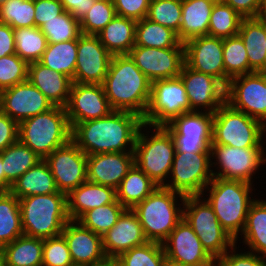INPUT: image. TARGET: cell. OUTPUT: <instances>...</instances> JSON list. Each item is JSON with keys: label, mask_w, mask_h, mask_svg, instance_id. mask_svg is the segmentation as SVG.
<instances>
[{"label": "cell", "mask_w": 266, "mask_h": 266, "mask_svg": "<svg viewBox=\"0 0 266 266\" xmlns=\"http://www.w3.org/2000/svg\"><path fill=\"white\" fill-rule=\"evenodd\" d=\"M142 125L139 115L113 110L105 117L77 123L72 128V141L86 155L134 152Z\"/></svg>", "instance_id": "1"}, {"label": "cell", "mask_w": 266, "mask_h": 266, "mask_svg": "<svg viewBox=\"0 0 266 266\" xmlns=\"http://www.w3.org/2000/svg\"><path fill=\"white\" fill-rule=\"evenodd\" d=\"M102 85L112 110L145 116L152 82L129 55L112 56Z\"/></svg>", "instance_id": "2"}, {"label": "cell", "mask_w": 266, "mask_h": 266, "mask_svg": "<svg viewBox=\"0 0 266 266\" xmlns=\"http://www.w3.org/2000/svg\"><path fill=\"white\" fill-rule=\"evenodd\" d=\"M252 186L239 180L213 178L204 189V192L209 193L205 199L213 208L221 226L231 235L235 243H238V234L242 233L249 207L255 200L250 195L253 193Z\"/></svg>", "instance_id": "3"}, {"label": "cell", "mask_w": 266, "mask_h": 266, "mask_svg": "<svg viewBox=\"0 0 266 266\" xmlns=\"http://www.w3.org/2000/svg\"><path fill=\"white\" fill-rule=\"evenodd\" d=\"M178 200H181L182 204H179ZM184 201V195L158 186L142 202L132 208L148 241L162 244L168 238L172 230L183 219L181 206L184 205Z\"/></svg>", "instance_id": "4"}, {"label": "cell", "mask_w": 266, "mask_h": 266, "mask_svg": "<svg viewBox=\"0 0 266 266\" xmlns=\"http://www.w3.org/2000/svg\"><path fill=\"white\" fill-rule=\"evenodd\" d=\"M23 234L39 239L61 235L70 220L67 195L56 192L19 199Z\"/></svg>", "instance_id": "5"}, {"label": "cell", "mask_w": 266, "mask_h": 266, "mask_svg": "<svg viewBox=\"0 0 266 266\" xmlns=\"http://www.w3.org/2000/svg\"><path fill=\"white\" fill-rule=\"evenodd\" d=\"M18 140L44 160L72 140V128L66 109L53 106L48 111L20 122Z\"/></svg>", "instance_id": "6"}, {"label": "cell", "mask_w": 266, "mask_h": 266, "mask_svg": "<svg viewBox=\"0 0 266 266\" xmlns=\"http://www.w3.org/2000/svg\"><path fill=\"white\" fill-rule=\"evenodd\" d=\"M148 128L153 131L150 136ZM175 152V141L165 126H141L134 147V163L156 185L164 186L169 179Z\"/></svg>", "instance_id": "7"}, {"label": "cell", "mask_w": 266, "mask_h": 266, "mask_svg": "<svg viewBox=\"0 0 266 266\" xmlns=\"http://www.w3.org/2000/svg\"><path fill=\"white\" fill-rule=\"evenodd\" d=\"M266 126L228 103L213 113L212 144L236 148H265Z\"/></svg>", "instance_id": "8"}, {"label": "cell", "mask_w": 266, "mask_h": 266, "mask_svg": "<svg viewBox=\"0 0 266 266\" xmlns=\"http://www.w3.org/2000/svg\"><path fill=\"white\" fill-rule=\"evenodd\" d=\"M205 196H185L183 218L192 227L203 248L214 259L225 254L235 240L221 226Z\"/></svg>", "instance_id": "9"}, {"label": "cell", "mask_w": 266, "mask_h": 266, "mask_svg": "<svg viewBox=\"0 0 266 266\" xmlns=\"http://www.w3.org/2000/svg\"><path fill=\"white\" fill-rule=\"evenodd\" d=\"M186 112H190V104L184 84L179 76L152 82L143 124L166 126L173 119Z\"/></svg>", "instance_id": "10"}, {"label": "cell", "mask_w": 266, "mask_h": 266, "mask_svg": "<svg viewBox=\"0 0 266 266\" xmlns=\"http://www.w3.org/2000/svg\"><path fill=\"white\" fill-rule=\"evenodd\" d=\"M264 148H236L227 145H211L210 158L213 178L239 180L253 184V176L266 164ZM265 156V157H264ZM216 159V160H215ZM262 164V166H261ZM218 166V167H217Z\"/></svg>", "instance_id": "11"}, {"label": "cell", "mask_w": 266, "mask_h": 266, "mask_svg": "<svg viewBox=\"0 0 266 266\" xmlns=\"http://www.w3.org/2000/svg\"><path fill=\"white\" fill-rule=\"evenodd\" d=\"M169 176L164 188L184 196H203L213 179L210 153H175Z\"/></svg>", "instance_id": "12"}, {"label": "cell", "mask_w": 266, "mask_h": 266, "mask_svg": "<svg viewBox=\"0 0 266 266\" xmlns=\"http://www.w3.org/2000/svg\"><path fill=\"white\" fill-rule=\"evenodd\" d=\"M212 122V113L191 111L167 124L175 141V153H210Z\"/></svg>", "instance_id": "13"}, {"label": "cell", "mask_w": 266, "mask_h": 266, "mask_svg": "<svg viewBox=\"0 0 266 266\" xmlns=\"http://www.w3.org/2000/svg\"><path fill=\"white\" fill-rule=\"evenodd\" d=\"M227 103L266 126V72H252L230 79Z\"/></svg>", "instance_id": "14"}, {"label": "cell", "mask_w": 266, "mask_h": 266, "mask_svg": "<svg viewBox=\"0 0 266 266\" xmlns=\"http://www.w3.org/2000/svg\"><path fill=\"white\" fill-rule=\"evenodd\" d=\"M181 78L191 111L214 113L227 103V85L209 74H204L183 65ZM203 108V109H201Z\"/></svg>", "instance_id": "15"}, {"label": "cell", "mask_w": 266, "mask_h": 266, "mask_svg": "<svg viewBox=\"0 0 266 266\" xmlns=\"http://www.w3.org/2000/svg\"><path fill=\"white\" fill-rule=\"evenodd\" d=\"M44 161L51 170L59 192L68 195L87 181V155L72 140L57 148Z\"/></svg>", "instance_id": "16"}, {"label": "cell", "mask_w": 266, "mask_h": 266, "mask_svg": "<svg viewBox=\"0 0 266 266\" xmlns=\"http://www.w3.org/2000/svg\"><path fill=\"white\" fill-rule=\"evenodd\" d=\"M128 55L151 82L178 77L185 64V47L154 48L134 45Z\"/></svg>", "instance_id": "17"}, {"label": "cell", "mask_w": 266, "mask_h": 266, "mask_svg": "<svg viewBox=\"0 0 266 266\" xmlns=\"http://www.w3.org/2000/svg\"><path fill=\"white\" fill-rule=\"evenodd\" d=\"M71 128L77 123L95 120L112 112L101 84L73 82L65 107Z\"/></svg>", "instance_id": "18"}, {"label": "cell", "mask_w": 266, "mask_h": 266, "mask_svg": "<svg viewBox=\"0 0 266 266\" xmlns=\"http://www.w3.org/2000/svg\"><path fill=\"white\" fill-rule=\"evenodd\" d=\"M112 55L97 35L81 34L77 40L74 82L103 84Z\"/></svg>", "instance_id": "19"}, {"label": "cell", "mask_w": 266, "mask_h": 266, "mask_svg": "<svg viewBox=\"0 0 266 266\" xmlns=\"http://www.w3.org/2000/svg\"><path fill=\"white\" fill-rule=\"evenodd\" d=\"M52 107L53 104L29 80L0 92V111L18 124Z\"/></svg>", "instance_id": "20"}, {"label": "cell", "mask_w": 266, "mask_h": 266, "mask_svg": "<svg viewBox=\"0 0 266 266\" xmlns=\"http://www.w3.org/2000/svg\"><path fill=\"white\" fill-rule=\"evenodd\" d=\"M165 256L189 266H213L214 259L203 248L200 239L183 218L162 243Z\"/></svg>", "instance_id": "21"}, {"label": "cell", "mask_w": 266, "mask_h": 266, "mask_svg": "<svg viewBox=\"0 0 266 266\" xmlns=\"http://www.w3.org/2000/svg\"><path fill=\"white\" fill-rule=\"evenodd\" d=\"M184 46L185 64L189 68L212 75L225 83L222 38L198 36L187 40Z\"/></svg>", "instance_id": "22"}, {"label": "cell", "mask_w": 266, "mask_h": 266, "mask_svg": "<svg viewBox=\"0 0 266 266\" xmlns=\"http://www.w3.org/2000/svg\"><path fill=\"white\" fill-rule=\"evenodd\" d=\"M61 234L67 241L74 266L96 265L108 259L103 249L102 236L78 221L69 220Z\"/></svg>", "instance_id": "23"}, {"label": "cell", "mask_w": 266, "mask_h": 266, "mask_svg": "<svg viewBox=\"0 0 266 266\" xmlns=\"http://www.w3.org/2000/svg\"><path fill=\"white\" fill-rule=\"evenodd\" d=\"M134 164V152L87 155V180L116 190Z\"/></svg>", "instance_id": "24"}, {"label": "cell", "mask_w": 266, "mask_h": 266, "mask_svg": "<svg viewBox=\"0 0 266 266\" xmlns=\"http://www.w3.org/2000/svg\"><path fill=\"white\" fill-rule=\"evenodd\" d=\"M103 249L108 259H116L133 247L143 245L145 238L142 226L132 209H126L117 223L102 235Z\"/></svg>", "instance_id": "25"}, {"label": "cell", "mask_w": 266, "mask_h": 266, "mask_svg": "<svg viewBox=\"0 0 266 266\" xmlns=\"http://www.w3.org/2000/svg\"><path fill=\"white\" fill-rule=\"evenodd\" d=\"M28 80L46 96L53 106L66 107L73 83L70 77L53 71L37 61L28 64Z\"/></svg>", "instance_id": "26"}, {"label": "cell", "mask_w": 266, "mask_h": 266, "mask_svg": "<svg viewBox=\"0 0 266 266\" xmlns=\"http://www.w3.org/2000/svg\"><path fill=\"white\" fill-rule=\"evenodd\" d=\"M116 190L109 186L85 181L67 195V213L77 221L85 212L116 200Z\"/></svg>", "instance_id": "27"}, {"label": "cell", "mask_w": 266, "mask_h": 266, "mask_svg": "<svg viewBox=\"0 0 266 266\" xmlns=\"http://www.w3.org/2000/svg\"><path fill=\"white\" fill-rule=\"evenodd\" d=\"M238 34L247 51L249 73L266 72L265 22L259 17L243 18Z\"/></svg>", "instance_id": "28"}, {"label": "cell", "mask_w": 266, "mask_h": 266, "mask_svg": "<svg viewBox=\"0 0 266 266\" xmlns=\"http://www.w3.org/2000/svg\"><path fill=\"white\" fill-rule=\"evenodd\" d=\"M137 21L116 15L98 34L100 42L114 55H128L135 45Z\"/></svg>", "instance_id": "29"}, {"label": "cell", "mask_w": 266, "mask_h": 266, "mask_svg": "<svg viewBox=\"0 0 266 266\" xmlns=\"http://www.w3.org/2000/svg\"><path fill=\"white\" fill-rule=\"evenodd\" d=\"M215 3L206 0H182V18L179 40L208 36L211 11Z\"/></svg>", "instance_id": "30"}, {"label": "cell", "mask_w": 266, "mask_h": 266, "mask_svg": "<svg viewBox=\"0 0 266 266\" xmlns=\"http://www.w3.org/2000/svg\"><path fill=\"white\" fill-rule=\"evenodd\" d=\"M18 199L31 195H46L59 192L55 179L44 160L21 175L9 190Z\"/></svg>", "instance_id": "31"}, {"label": "cell", "mask_w": 266, "mask_h": 266, "mask_svg": "<svg viewBox=\"0 0 266 266\" xmlns=\"http://www.w3.org/2000/svg\"><path fill=\"white\" fill-rule=\"evenodd\" d=\"M44 239L21 235L0 249L6 265L42 266Z\"/></svg>", "instance_id": "32"}, {"label": "cell", "mask_w": 266, "mask_h": 266, "mask_svg": "<svg viewBox=\"0 0 266 266\" xmlns=\"http://www.w3.org/2000/svg\"><path fill=\"white\" fill-rule=\"evenodd\" d=\"M4 170V191L42 159L19 140L0 152Z\"/></svg>", "instance_id": "33"}, {"label": "cell", "mask_w": 266, "mask_h": 266, "mask_svg": "<svg viewBox=\"0 0 266 266\" xmlns=\"http://www.w3.org/2000/svg\"><path fill=\"white\" fill-rule=\"evenodd\" d=\"M157 187L158 185L134 164L116 189V198L126 209H132Z\"/></svg>", "instance_id": "34"}, {"label": "cell", "mask_w": 266, "mask_h": 266, "mask_svg": "<svg viewBox=\"0 0 266 266\" xmlns=\"http://www.w3.org/2000/svg\"><path fill=\"white\" fill-rule=\"evenodd\" d=\"M251 252L266 258V201L255 199L248 210L245 227L240 234ZM243 235V236H242Z\"/></svg>", "instance_id": "35"}, {"label": "cell", "mask_w": 266, "mask_h": 266, "mask_svg": "<svg viewBox=\"0 0 266 266\" xmlns=\"http://www.w3.org/2000/svg\"><path fill=\"white\" fill-rule=\"evenodd\" d=\"M23 235L19 199L0 191V249Z\"/></svg>", "instance_id": "36"}, {"label": "cell", "mask_w": 266, "mask_h": 266, "mask_svg": "<svg viewBox=\"0 0 266 266\" xmlns=\"http://www.w3.org/2000/svg\"><path fill=\"white\" fill-rule=\"evenodd\" d=\"M135 45L154 48L185 47L175 31L147 18L137 21Z\"/></svg>", "instance_id": "37"}, {"label": "cell", "mask_w": 266, "mask_h": 266, "mask_svg": "<svg viewBox=\"0 0 266 266\" xmlns=\"http://www.w3.org/2000/svg\"><path fill=\"white\" fill-rule=\"evenodd\" d=\"M77 59V40L48 43L39 62L53 71L63 73L74 82Z\"/></svg>", "instance_id": "38"}, {"label": "cell", "mask_w": 266, "mask_h": 266, "mask_svg": "<svg viewBox=\"0 0 266 266\" xmlns=\"http://www.w3.org/2000/svg\"><path fill=\"white\" fill-rule=\"evenodd\" d=\"M223 62L226 85L234 77L249 74L248 55L239 34L223 39Z\"/></svg>", "instance_id": "39"}, {"label": "cell", "mask_w": 266, "mask_h": 266, "mask_svg": "<svg viewBox=\"0 0 266 266\" xmlns=\"http://www.w3.org/2000/svg\"><path fill=\"white\" fill-rule=\"evenodd\" d=\"M16 54L28 64L37 62L47 48L45 35L37 27L14 29Z\"/></svg>", "instance_id": "40"}, {"label": "cell", "mask_w": 266, "mask_h": 266, "mask_svg": "<svg viewBox=\"0 0 266 266\" xmlns=\"http://www.w3.org/2000/svg\"><path fill=\"white\" fill-rule=\"evenodd\" d=\"M125 210L126 208L116 199L113 203L85 212L77 221L102 236L117 223Z\"/></svg>", "instance_id": "41"}, {"label": "cell", "mask_w": 266, "mask_h": 266, "mask_svg": "<svg viewBox=\"0 0 266 266\" xmlns=\"http://www.w3.org/2000/svg\"><path fill=\"white\" fill-rule=\"evenodd\" d=\"M243 17L224 1L215 3L210 16L208 36L228 38L237 35Z\"/></svg>", "instance_id": "42"}, {"label": "cell", "mask_w": 266, "mask_h": 266, "mask_svg": "<svg viewBox=\"0 0 266 266\" xmlns=\"http://www.w3.org/2000/svg\"><path fill=\"white\" fill-rule=\"evenodd\" d=\"M165 258L161 243L147 241L122 253L115 260L118 266H162Z\"/></svg>", "instance_id": "43"}, {"label": "cell", "mask_w": 266, "mask_h": 266, "mask_svg": "<svg viewBox=\"0 0 266 266\" xmlns=\"http://www.w3.org/2000/svg\"><path fill=\"white\" fill-rule=\"evenodd\" d=\"M39 29L47 38L48 43L78 40L81 35L79 21L67 11L51 21H46Z\"/></svg>", "instance_id": "44"}, {"label": "cell", "mask_w": 266, "mask_h": 266, "mask_svg": "<svg viewBox=\"0 0 266 266\" xmlns=\"http://www.w3.org/2000/svg\"><path fill=\"white\" fill-rule=\"evenodd\" d=\"M34 0H7L0 5V22L13 29L35 27Z\"/></svg>", "instance_id": "45"}, {"label": "cell", "mask_w": 266, "mask_h": 266, "mask_svg": "<svg viewBox=\"0 0 266 266\" xmlns=\"http://www.w3.org/2000/svg\"><path fill=\"white\" fill-rule=\"evenodd\" d=\"M147 19L175 31L179 38L182 18V0H152Z\"/></svg>", "instance_id": "46"}, {"label": "cell", "mask_w": 266, "mask_h": 266, "mask_svg": "<svg viewBox=\"0 0 266 266\" xmlns=\"http://www.w3.org/2000/svg\"><path fill=\"white\" fill-rule=\"evenodd\" d=\"M116 15L112 0H96L79 21L81 34L97 35Z\"/></svg>", "instance_id": "47"}, {"label": "cell", "mask_w": 266, "mask_h": 266, "mask_svg": "<svg viewBox=\"0 0 266 266\" xmlns=\"http://www.w3.org/2000/svg\"><path fill=\"white\" fill-rule=\"evenodd\" d=\"M28 80V63L17 54L0 57V92Z\"/></svg>", "instance_id": "48"}, {"label": "cell", "mask_w": 266, "mask_h": 266, "mask_svg": "<svg viewBox=\"0 0 266 266\" xmlns=\"http://www.w3.org/2000/svg\"><path fill=\"white\" fill-rule=\"evenodd\" d=\"M42 266H74L62 234L44 239Z\"/></svg>", "instance_id": "49"}, {"label": "cell", "mask_w": 266, "mask_h": 266, "mask_svg": "<svg viewBox=\"0 0 266 266\" xmlns=\"http://www.w3.org/2000/svg\"><path fill=\"white\" fill-rule=\"evenodd\" d=\"M236 243L222 256L214 258L213 266H266V258L251 251L236 253Z\"/></svg>", "instance_id": "50"}, {"label": "cell", "mask_w": 266, "mask_h": 266, "mask_svg": "<svg viewBox=\"0 0 266 266\" xmlns=\"http://www.w3.org/2000/svg\"><path fill=\"white\" fill-rule=\"evenodd\" d=\"M116 14L121 17L142 20L147 17L151 0H112Z\"/></svg>", "instance_id": "51"}, {"label": "cell", "mask_w": 266, "mask_h": 266, "mask_svg": "<svg viewBox=\"0 0 266 266\" xmlns=\"http://www.w3.org/2000/svg\"><path fill=\"white\" fill-rule=\"evenodd\" d=\"M34 10L35 27L37 28L65 12L60 0H34Z\"/></svg>", "instance_id": "52"}, {"label": "cell", "mask_w": 266, "mask_h": 266, "mask_svg": "<svg viewBox=\"0 0 266 266\" xmlns=\"http://www.w3.org/2000/svg\"><path fill=\"white\" fill-rule=\"evenodd\" d=\"M19 124L0 111V152L18 141Z\"/></svg>", "instance_id": "53"}, {"label": "cell", "mask_w": 266, "mask_h": 266, "mask_svg": "<svg viewBox=\"0 0 266 266\" xmlns=\"http://www.w3.org/2000/svg\"><path fill=\"white\" fill-rule=\"evenodd\" d=\"M243 18H258L263 0H223Z\"/></svg>", "instance_id": "54"}, {"label": "cell", "mask_w": 266, "mask_h": 266, "mask_svg": "<svg viewBox=\"0 0 266 266\" xmlns=\"http://www.w3.org/2000/svg\"><path fill=\"white\" fill-rule=\"evenodd\" d=\"M16 54L14 29L0 22V57Z\"/></svg>", "instance_id": "55"}, {"label": "cell", "mask_w": 266, "mask_h": 266, "mask_svg": "<svg viewBox=\"0 0 266 266\" xmlns=\"http://www.w3.org/2000/svg\"><path fill=\"white\" fill-rule=\"evenodd\" d=\"M96 0H60L64 10L71 13L74 18L80 21L89 9L95 4Z\"/></svg>", "instance_id": "56"}, {"label": "cell", "mask_w": 266, "mask_h": 266, "mask_svg": "<svg viewBox=\"0 0 266 266\" xmlns=\"http://www.w3.org/2000/svg\"><path fill=\"white\" fill-rule=\"evenodd\" d=\"M0 191H4V170H3L1 153H0Z\"/></svg>", "instance_id": "57"}, {"label": "cell", "mask_w": 266, "mask_h": 266, "mask_svg": "<svg viewBox=\"0 0 266 266\" xmlns=\"http://www.w3.org/2000/svg\"><path fill=\"white\" fill-rule=\"evenodd\" d=\"M162 266H189V265H185L183 263L173 261L166 257Z\"/></svg>", "instance_id": "58"}, {"label": "cell", "mask_w": 266, "mask_h": 266, "mask_svg": "<svg viewBox=\"0 0 266 266\" xmlns=\"http://www.w3.org/2000/svg\"><path fill=\"white\" fill-rule=\"evenodd\" d=\"M259 18L266 23V0H263V5H262Z\"/></svg>", "instance_id": "59"}, {"label": "cell", "mask_w": 266, "mask_h": 266, "mask_svg": "<svg viewBox=\"0 0 266 266\" xmlns=\"http://www.w3.org/2000/svg\"><path fill=\"white\" fill-rule=\"evenodd\" d=\"M90 266H114V259H107L106 261L100 264L90 265Z\"/></svg>", "instance_id": "60"}, {"label": "cell", "mask_w": 266, "mask_h": 266, "mask_svg": "<svg viewBox=\"0 0 266 266\" xmlns=\"http://www.w3.org/2000/svg\"><path fill=\"white\" fill-rule=\"evenodd\" d=\"M206 1H209V2H212V3H218V2H222L223 0H206Z\"/></svg>", "instance_id": "61"}, {"label": "cell", "mask_w": 266, "mask_h": 266, "mask_svg": "<svg viewBox=\"0 0 266 266\" xmlns=\"http://www.w3.org/2000/svg\"><path fill=\"white\" fill-rule=\"evenodd\" d=\"M0 266H6L4 260L0 257Z\"/></svg>", "instance_id": "62"}, {"label": "cell", "mask_w": 266, "mask_h": 266, "mask_svg": "<svg viewBox=\"0 0 266 266\" xmlns=\"http://www.w3.org/2000/svg\"><path fill=\"white\" fill-rule=\"evenodd\" d=\"M7 0H0V5L6 2Z\"/></svg>", "instance_id": "63"}, {"label": "cell", "mask_w": 266, "mask_h": 266, "mask_svg": "<svg viewBox=\"0 0 266 266\" xmlns=\"http://www.w3.org/2000/svg\"><path fill=\"white\" fill-rule=\"evenodd\" d=\"M265 41H266V23H265ZM266 49V47H265Z\"/></svg>", "instance_id": "64"}, {"label": "cell", "mask_w": 266, "mask_h": 266, "mask_svg": "<svg viewBox=\"0 0 266 266\" xmlns=\"http://www.w3.org/2000/svg\"><path fill=\"white\" fill-rule=\"evenodd\" d=\"M114 266H118L116 260L114 259Z\"/></svg>", "instance_id": "65"}]
</instances>
